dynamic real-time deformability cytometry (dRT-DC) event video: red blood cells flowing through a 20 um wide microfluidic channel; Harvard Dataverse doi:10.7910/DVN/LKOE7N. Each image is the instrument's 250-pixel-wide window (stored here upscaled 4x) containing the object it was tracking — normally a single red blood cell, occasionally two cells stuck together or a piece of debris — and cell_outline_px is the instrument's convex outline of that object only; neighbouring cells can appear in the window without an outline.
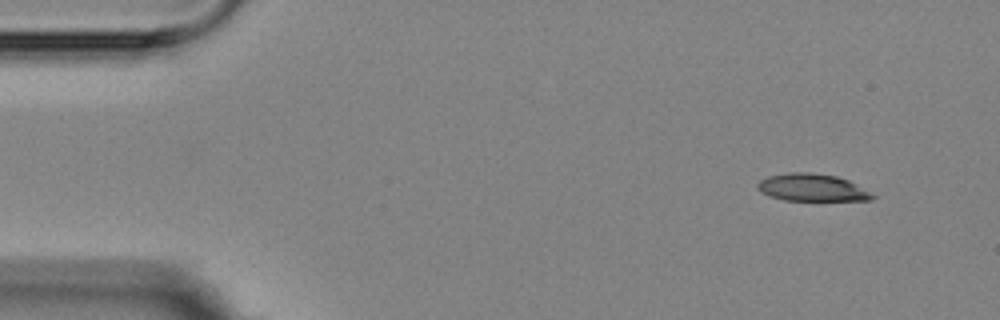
{"species": "Egyptian fruit bat (a non-hibernating species)", "species_latin": "Rousettus aegyptiacus", "temperature_condition": "room temperature", "stored_images_in_passage": 5, "camera_frame_rate_fps": 3000, "um_per_image_px": 0.085, "animal": {"sex": "female"}, "frame": {"image": 1, "passage_image": 1, "time_ms": 0.0, "image_size_px": [1000, 320], "cell_outline_px": [[876, 196], [872, 200], [784, 200], [760, 192], [756, 188], [756, 184], [760, 180], [768, 176], [788, 172], [812, 172], [836, 176], [848, 180]], "centroid_in_image_um": [68.98, 15.93], "position_along_channel_um": 16.0, "area_um2": 18.21}}
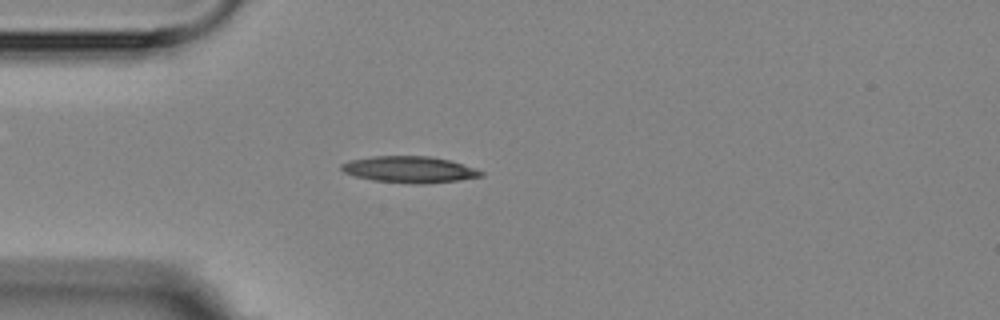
{"frame": {"image": 2, "passage_image": 3, "time_ms": 3.333, "image_size_px": [1000, 320], "cell_outline_px": [[484, 176], [460, 180], [424, 184], [416, 184], [372, 180], [356, 176], [344, 172], [340, 168], [340, 164], [348, 160], [372, 156], [432, 156], [448, 160], [484, 172]], "centroid_in_image_um": [34.77, 14.41], "position_along_channel_um": 50.2, "area_um2": 21.44}}
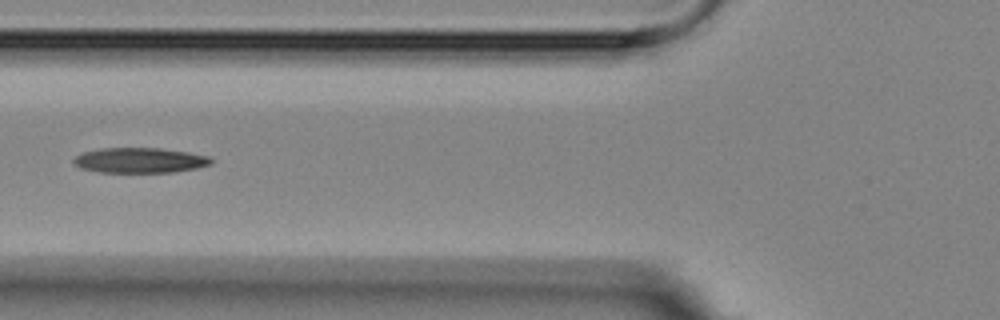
{"frame": {"image": 3, "passage_image": 5, "time_ms": 5.333, "image_size_px": [1000, 320], "cell_outline_px": [[212, 164], [196, 168], [176, 172], [100, 172], [80, 168], [72, 160], [76, 156], [84, 152], [100, 148], [160, 148], [188, 152], [208, 156], [212, 160]], "centroid_in_image_um": [11.9, 13.62], "position_along_channel_um": 113.9, "area_um2": 20.11}}